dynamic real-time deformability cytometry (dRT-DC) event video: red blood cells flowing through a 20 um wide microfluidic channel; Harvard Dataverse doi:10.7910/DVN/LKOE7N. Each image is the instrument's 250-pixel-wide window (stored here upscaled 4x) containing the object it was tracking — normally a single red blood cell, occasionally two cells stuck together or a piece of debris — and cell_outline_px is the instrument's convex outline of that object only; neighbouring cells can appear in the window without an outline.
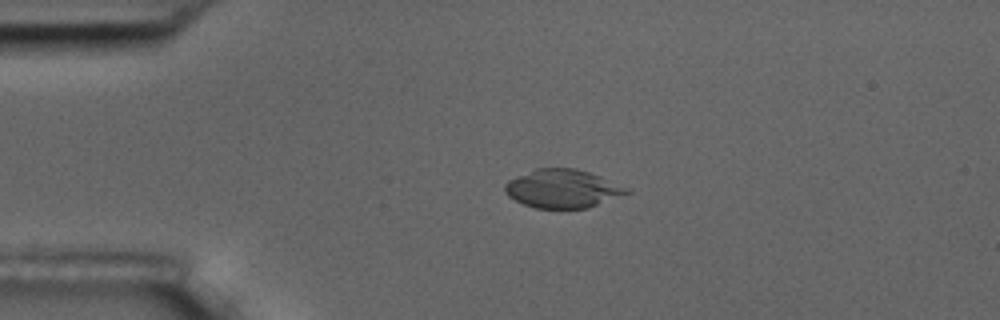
{"species": "common noctule bat (a hibernating species)", "species_latin": "Nyctalus noctula", "temperature_condition": "room temperature", "stored_images_in_passage": 4, "camera_frame_rate_fps": 3000, "um_per_image_px": 0.085, "animal": {"sex": "male", "body_mass_g": 17.5, "forearm_length_mm": 52.3}, "frame": {"image": 1, "passage_image": 3, "time_ms": 2.333, "image_size_px": [1000, 320], "cell_outline_px": [[632, 192], [588, 208], [536, 208], [524, 204], [508, 196], [504, 192], [504, 184], [508, 180], [536, 168], [576, 168], [600, 176], [632, 188]], "centroid_in_image_um": [47.86, 16.03], "position_along_channel_um": 37.1, "area_um2": 27.4}}